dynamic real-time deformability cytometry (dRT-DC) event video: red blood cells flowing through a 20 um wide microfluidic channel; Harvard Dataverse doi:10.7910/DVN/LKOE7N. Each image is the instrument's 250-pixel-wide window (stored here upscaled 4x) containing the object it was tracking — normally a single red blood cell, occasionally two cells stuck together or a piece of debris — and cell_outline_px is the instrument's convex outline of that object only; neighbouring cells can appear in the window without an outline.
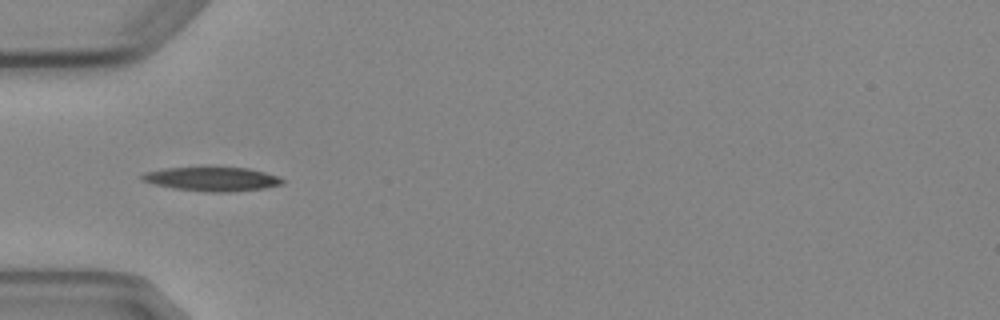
{"species": "Egyptian fruit bat (a non-hibernating species)", "species_latin": "Rousettus aegyptiacus", "temperature_condition": "cold", "stored_images_in_passage": 8, "camera_frame_rate_fps": 3000, "um_per_image_px": 0.085, "animal": {"sex": "female"}, "frame": {"image": 1, "passage_image": 5, "time_ms": 4.667, "image_size_px": [1000, 320], "cell_outline_px": [[284, 184], [264, 188], [228, 192], [212, 192], [172, 188], [140, 180], [140, 176], [144, 172], [164, 168], [248, 168], [280, 176], [284, 180]], "centroid_in_image_um": [18.04, 15.22], "position_along_channel_um": 67.0, "area_um2": 19.48}}
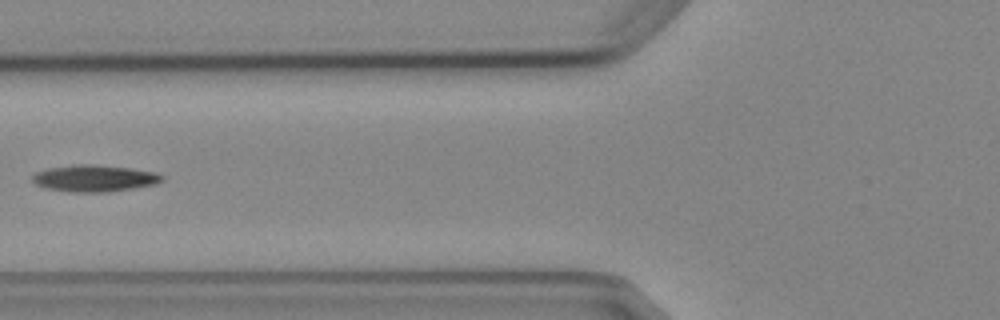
{"frame": {"image": 2, "passage_image": 6, "time_ms": 6.0, "image_size_px": [1000, 320], "cell_outline_px": [[164, 180], [156, 184], [108, 192], [72, 192], [44, 188], [36, 184], [32, 180], [32, 176], [36, 172], [48, 168], [72, 164], [92, 164], [128, 168], [152, 172], [164, 176]], "centroid_in_image_um": [7.99, 15.16], "position_along_channel_um": 117.8, "area_um2": 20.11}}